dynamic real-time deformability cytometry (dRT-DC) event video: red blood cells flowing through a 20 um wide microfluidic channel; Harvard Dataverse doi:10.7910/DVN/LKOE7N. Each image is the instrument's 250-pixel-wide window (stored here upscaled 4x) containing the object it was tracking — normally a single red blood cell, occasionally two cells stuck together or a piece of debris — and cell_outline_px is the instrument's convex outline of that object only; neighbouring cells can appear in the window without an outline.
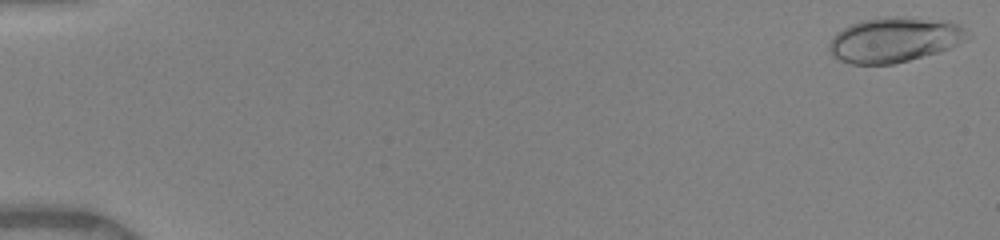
{"species": "human", "species_latin": "Homo sapiens", "temperature_condition": "warm", "stored_images_in_passage": 34, "camera_frame_rate_fps": 3000, "um_per_image_px": 0.085, "donor": {"sex": "female"}, "frame": {"image": 1, "passage_image": 1, "time_ms": 0.0, "image_size_px": [1000, 240], "cell_outline_px": [[964, 28], [960, 40], [956, 44], [940, 52], [892, 64], [852, 64], [840, 60], [832, 56], [828, 52], [828, 44], [836, 32], [852, 24], [864, 20], [892, 16], [904, 16], [960, 24]], "centroid_in_image_um": [75.89, 3.39], "position_along_channel_um": 9.1, "area_um2": 35.43}}
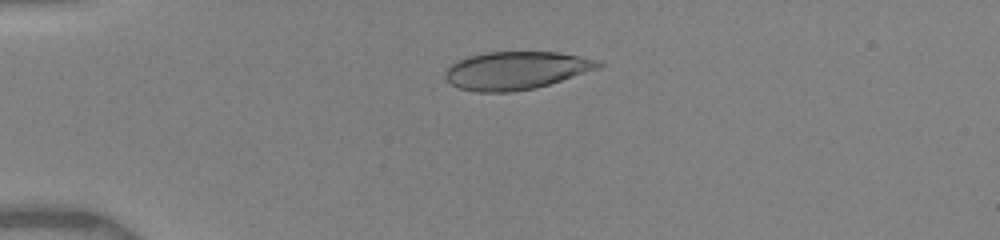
{"frame": {"image": 2, "passage_image": 23, "time_ms": 4.0, "image_size_px": [1000, 240], "cell_outline_px": [[604, 64], [600, 68], [536, 88], [512, 92], [476, 92], [460, 88], [452, 84], [444, 76], [444, 72], [456, 60], [468, 56], [488, 52], [556, 52], [596, 60]], "centroid_in_image_um": [43.84, 5.99], "position_along_channel_um": 41.2, "area_um2": 33.64}}